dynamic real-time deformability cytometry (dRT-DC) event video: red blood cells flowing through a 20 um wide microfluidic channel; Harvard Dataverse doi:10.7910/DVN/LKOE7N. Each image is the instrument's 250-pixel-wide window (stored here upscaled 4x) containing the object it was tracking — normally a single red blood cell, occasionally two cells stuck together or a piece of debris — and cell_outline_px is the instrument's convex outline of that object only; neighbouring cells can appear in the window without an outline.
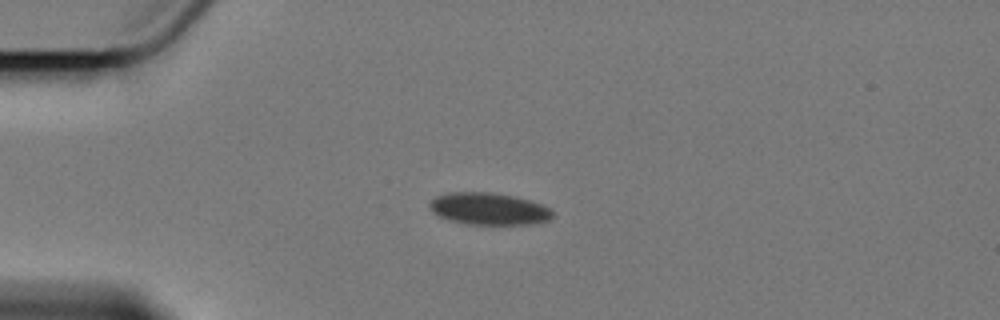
{"species": "Egyptian fruit bat (a non-hibernating species)", "species_latin": "Rousettus aegyptiacus", "temperature_condition": "cold", "stored_images_in_passage": 2, "camera_frame_rate_fps": 3000, "um_per_image_px": 0.085, "animal": {"sex": "female"}, "frame": {"image": 1, "passage_image": 2, "time_ms": 1.333, "image_size_px": [1000, 320], "cell_outline_px": [[552, 216], [548, 220], [532, 224], [468, 224], [452, 220], [440, 216], [432, 212], [432, 200], [436, 196], [448, 192], [492, 192], [516, 196], [544, 204], [552, 208]], "centroid_in_image_um": [41.62, 17.73], "position_along_channel_um": 43.4, "area_um2": 22.89}}